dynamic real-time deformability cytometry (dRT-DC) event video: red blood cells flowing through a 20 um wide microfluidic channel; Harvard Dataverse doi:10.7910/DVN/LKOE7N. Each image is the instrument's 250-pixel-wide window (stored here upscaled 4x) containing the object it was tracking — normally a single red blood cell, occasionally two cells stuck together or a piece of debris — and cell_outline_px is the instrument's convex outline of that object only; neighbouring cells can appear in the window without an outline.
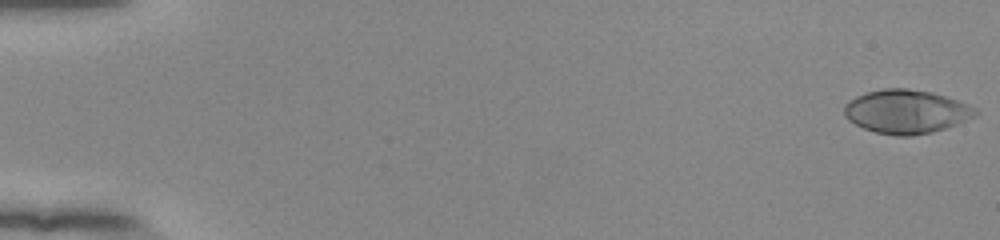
{"species": "human", "species_latin": "Homo sapiens", "temperature_condition": "room temperature", "stored_images_in_passage": 54, "camera_frame_rate_fps": 3000, "um_per_image_px": 0.085, "donor": {"sex": "female"}, "frame": {"image": 1, "passage_image": 1, "time_ms": 0.0, "image_size_px": [1000, 240], "cell_outline_px": [[980, 112], [976, 116], [956, 124], [932, 132], [912, 136], [896, 136], [876, 132], [864, 128], [848, 120], [844, 116], [844, 104], [848, 100], [856, 96], [868, 92], [884, 88], [908, 88], [932, 92], [968, 104], [976, 108]], "centroid_in_image_um": [77.02, 9.48], "position_along_channel_um": 8.0, "area_um2": 33.47}}
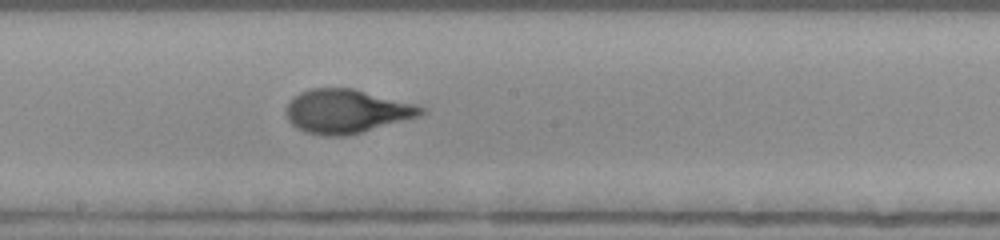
{"frame": {"image": 2, "passage_image": 31, "time_ms": 10.0, "image_size_px": [1000, 240], "cell_outline_px": [[428, 108], [420, 116], [360, 132], [344, 136], [324, 136], [308, 132], [296, 128], [288, 120], [288, 104], [300, 92], [308, 88], [352, 88], [416, 104]], "centroid_in_image_um": [29.48, 9.45], "position_along_channel_um": 218.7, "area_um2": 34.04}}
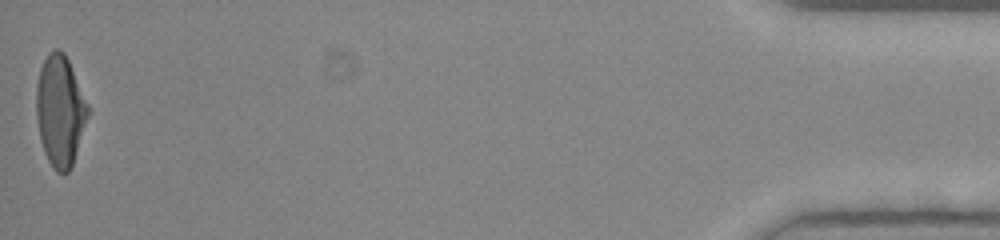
{"frame": {"image": 3, "passage_image": 54, "time_ms": 17.667, "image_size_px": [1000, 240], "cell_outline_px": [[88, 116], [72, 164], [68, 172], [56, 172], [52, 168], [44, 152], [40, 140], [36, 116], [36, 88], [40, 68], [48, 52], [56, 48], [60, 48], [64, 52], [68, 60], [88, 104]], "centroid_in_image_um": [5.08, 9.39], "position_along_channel_um": 430.1, "area_um2": 33.12}, "authors_computed_cell_mechanics": {"area_um2": 33.1483, "velocity_mm_per_s": 3.9113, "shape_relaxation_time_tau1_ms": 4.8906, "shape_relaxation_time_tau2_ms": null, "deformation_change_tau1": 0.2479, "deformation_change_tau2": null}}